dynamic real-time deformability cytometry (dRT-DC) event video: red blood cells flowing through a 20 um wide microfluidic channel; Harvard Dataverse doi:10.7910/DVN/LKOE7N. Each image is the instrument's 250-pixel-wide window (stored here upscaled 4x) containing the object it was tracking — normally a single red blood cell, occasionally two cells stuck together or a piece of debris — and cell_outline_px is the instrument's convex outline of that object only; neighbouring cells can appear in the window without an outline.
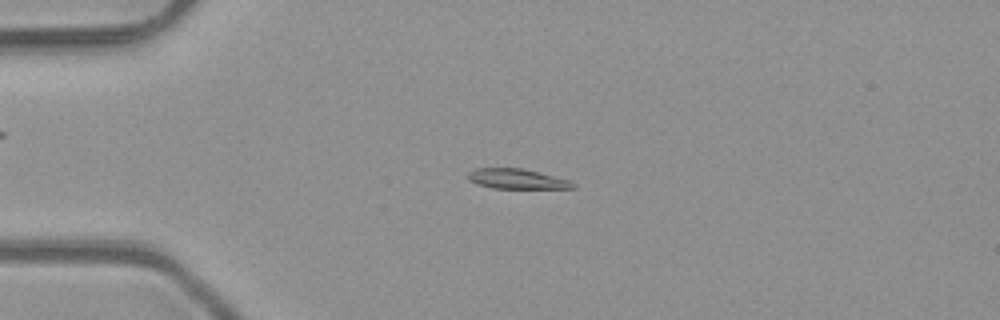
{"species": "common noctule bat (a hibernating species)", "species_latin": "Nyctalus noctula", "temperature_condition": "room temperature", "stored_images_in_passage": 22, "camera_frame_rate_fps": 3000, "um_per_image_px": 0.085, "animal": {"sex": "male", "body_mass_g": 23.1, "forearm_length_mm": 52.7}, "frame": {"image": 1, "passage_image": 12, "time_ms": 3.667, "image_size_px": [1000, 320], "cell_outline_px": [[576, 188], [492, 188], [476, 184], [468, 180], [468, 172], [476, 168], [524, 168], [568, 180], [576, 184]], "centroid_in_image_um": [43.9, 15.2], "position_along_channel_um": 41.1, "area_um2": 12.2}}
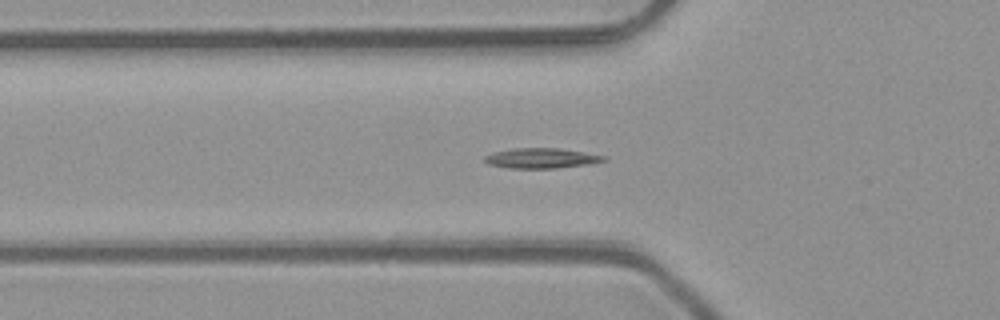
{"frame": {"image": 2, "passage_image": 17, "time_ms": 5.333, "image_size_px": [1000, 320], "cell_outline_px": [[608, 160], [592, 164], [556, 168], [508, 168], [488, 164], [484, 160], [484, 156], [492, 152], [512, 148], [560, 148], [584, 152], [604, 156]], "centroid_in_image_um": [46.01, 13.44], "position_along_channel_um": 79.8, "area_um2": 14.1}}
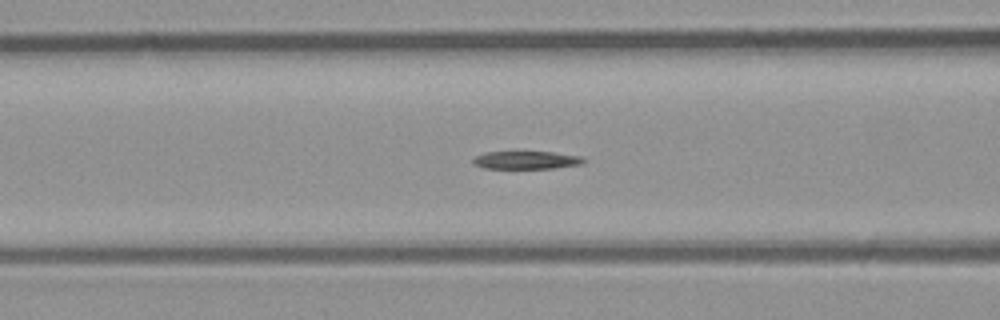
{"frame": {"image": 3, "passage_image": 20, "time_ms": 6.333, "image_size_px": [1000, 320], "cell_outline_px": [[584, 164], [552, 168], [484, 168], [472, 164], [472, 160], [476, 156], [484, 152], [552, 152], [580, 156], [584, 160]], "centroid_in_image_um": [44.71, 13.61], "position_along_channel_um": 121.9, "area_um2": 11.44}}